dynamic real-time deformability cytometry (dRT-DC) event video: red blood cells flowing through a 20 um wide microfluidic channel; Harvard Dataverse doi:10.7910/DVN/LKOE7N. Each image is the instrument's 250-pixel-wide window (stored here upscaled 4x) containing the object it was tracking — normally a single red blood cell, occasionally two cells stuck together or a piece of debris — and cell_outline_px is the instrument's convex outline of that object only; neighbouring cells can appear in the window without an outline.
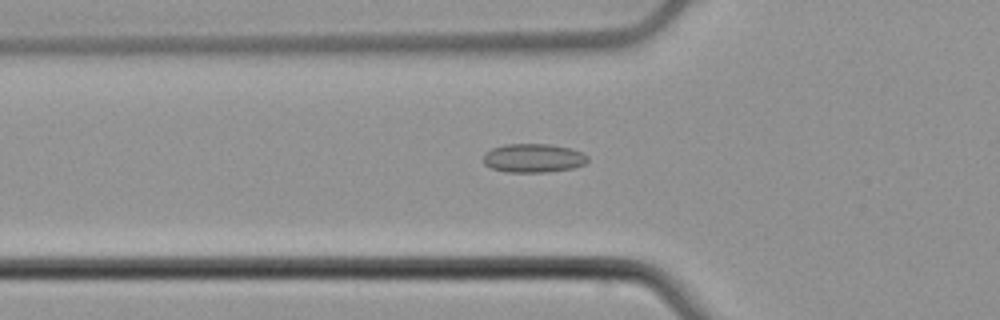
{"species": "common noctule bat (a hibernating species)", "species_latin": "Nyctalus noctula", "temperature_condition": "cold", "stored_images_in_passage": 51, "camera_frame_rate_fps": 3000, "um_per_image_px": 0.085, "animal": {"sex": "male", "body_mass_g": 21.5, "forearm_length_mm": 52.0}, "frame": {"image": 1, "passage_image": 19, "time_ms": 6.0, "image_size_px": [1000, 320], "cell_outline_px": [[588, 160], [584, 164], [572, 168], [544, 172], [508, 172], [492, 168], [484, 164], [484, 152], [492, 148], [504, 144], [548, 144], [572, 148], [588, 156]], "centroid_in_image_um": [45.32, 13.43], "position_along_channel_um": 80.5, "area_um2": 17.46}}
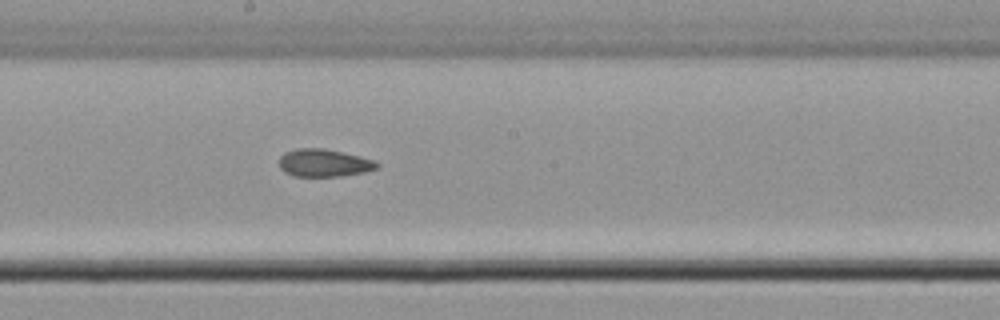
{"frame": {"image": 2, "passage_image": 30, "time_ms": 9.667, "image_size_px": [1000, 320], "cell_outline_px": [[380, 164], [376, 168], [364, 172], [340, 176], [296, 176], [284, 172], [280, 168], [280, 156], [284, 152], [296, 148], [324, 148], [360, 156], [372, 160]], "centroid_in_image_um": [27.5, 13.84], "position_along_channel_um": 220.7, "area_um2": 15.66}}
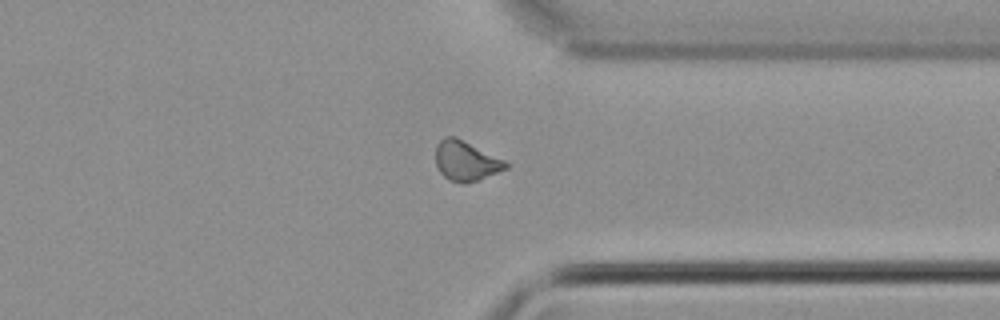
{"frame": {"image": 3, "passage_image": 42, "time_ms": 13.667, "image_size_px": [1000, 320], "cell_outline_px": [[508, 168], [480, 180], [464, 184], [448, 180], [440, 172], [436, 164], [436, 144], [444, 136], [456, 136], [504, 160], [508, 164]], "centroid_in_image_um": [39.59, 13.68], "position_along_channel_um": 371.8, "area_um2": 16.42}}